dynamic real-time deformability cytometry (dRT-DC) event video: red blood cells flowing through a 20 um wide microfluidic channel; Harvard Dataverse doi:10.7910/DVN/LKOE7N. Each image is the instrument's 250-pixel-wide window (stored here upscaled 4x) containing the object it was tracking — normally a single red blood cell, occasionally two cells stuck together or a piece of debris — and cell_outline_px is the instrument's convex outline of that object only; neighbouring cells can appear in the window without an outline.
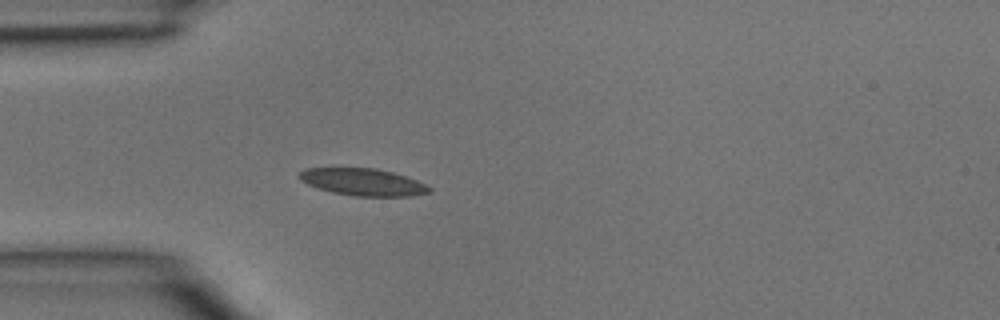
{"species": "common noctule bat (a hibernating species)", "species_latin": "Nyctalus noctula", "temperature_condition": "room temperature", "stored_images_in_passage": 4, "camera_frame_rate_fps": 3000, "um_per_image_px": 0.085, "animal": {"sex": "male", "body_mass_g": 15.6}, "frame": {"image": 1, "passage_image": 4, "time_ms": 1.0, "image_size_px": [1000, 320], "cell_outline_px": [[432, 192], [412, 196], [352, 196], [332, 192], [308, 184], [300, 180], [300, 172], [304, 168], [376, 168], [392, 172], [416, 180], [432, 188]], "centroid_in_image_um": [30.87, 15.48], "position_along_channel_um": 54.1, "area_um2": 20.4}}